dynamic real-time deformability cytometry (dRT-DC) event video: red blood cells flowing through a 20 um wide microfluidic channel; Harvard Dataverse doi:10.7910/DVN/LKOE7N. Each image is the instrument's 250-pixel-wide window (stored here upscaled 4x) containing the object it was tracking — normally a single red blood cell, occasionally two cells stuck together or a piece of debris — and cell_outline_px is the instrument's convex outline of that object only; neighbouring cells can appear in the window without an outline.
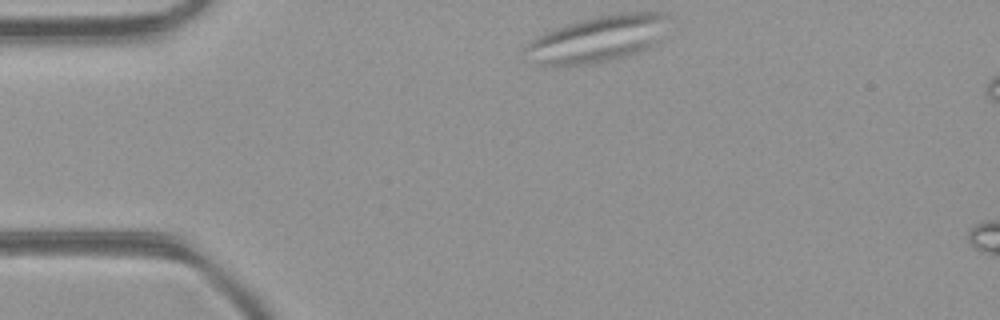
{"species": "common noctule bat (a hibernating species)", "species_latin": "Nyctalus noctula", "temperature_condition": "room temperature", "stored_images_in_passage": 6, "camera_frame_rate_fps": 3000, "um_per_image_px": 0.085, "animal": {"sex": "female", "body_mass_g": 21.9}, "frame": {"image": 1, "passage_image": 1, "time_ms": 0.0, "image_size_px": [1000, 320], "cell_outline_px": [[668, 16], [660, 40], [656, 44], [640, 52], [628, 56], [608, 60], [584, 64], [540, 64], [524, 52], [524, 48], [536, 36], [544, 32], [564, 24], [592, 16], [620, 12], [664, 12]], "centroid_in_image_um": [50.84, 3.26], "position_along_channel_um": 34.2, "area_um2": 38.49}}